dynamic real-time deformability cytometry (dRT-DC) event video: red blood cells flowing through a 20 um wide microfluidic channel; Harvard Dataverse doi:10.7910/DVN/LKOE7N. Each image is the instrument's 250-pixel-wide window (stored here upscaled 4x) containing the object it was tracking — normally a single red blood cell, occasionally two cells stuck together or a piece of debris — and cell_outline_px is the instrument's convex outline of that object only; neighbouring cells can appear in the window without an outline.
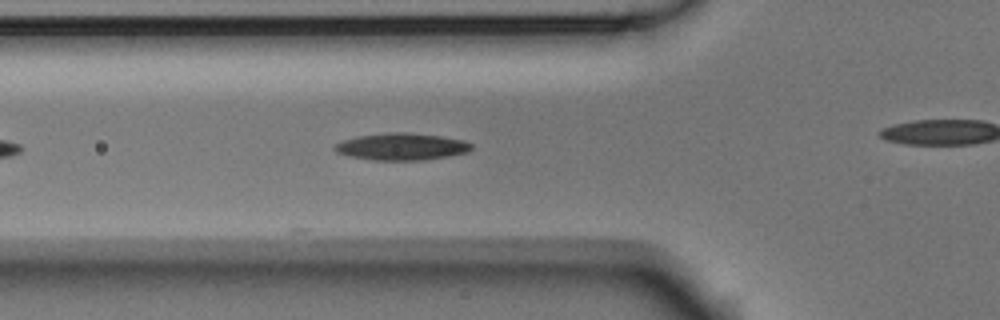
{"species": "Egyptian fruit bat (a non-hibernating species)", "species_latin": "Rousettus aegyptiacus", "temperature_condition": "room temperature", "stored_images_in_passage": 4, "camera_frame_rate_fps": 3000, "um_per_image_px": 0.085, "animal": {"sex": "male"}, "frame": {"image": 1, "passage_image": 4, "time_ms": 1.0, "image_size_px": [1000, 320], "cell_outline_px": [[472, 148], [468, 152], [448, 156], [424, 160], [372, 160], [348, 156], [336, 152], [332, 148], [340, 140], [356, 136], [392, 132], [408, 132], [440, 136], [464, 140], [472, 144]], "centroid_in_image_um": [34.1, 12.46], "position_along_channel_um": 91.7, "area_um2": 21.68}}